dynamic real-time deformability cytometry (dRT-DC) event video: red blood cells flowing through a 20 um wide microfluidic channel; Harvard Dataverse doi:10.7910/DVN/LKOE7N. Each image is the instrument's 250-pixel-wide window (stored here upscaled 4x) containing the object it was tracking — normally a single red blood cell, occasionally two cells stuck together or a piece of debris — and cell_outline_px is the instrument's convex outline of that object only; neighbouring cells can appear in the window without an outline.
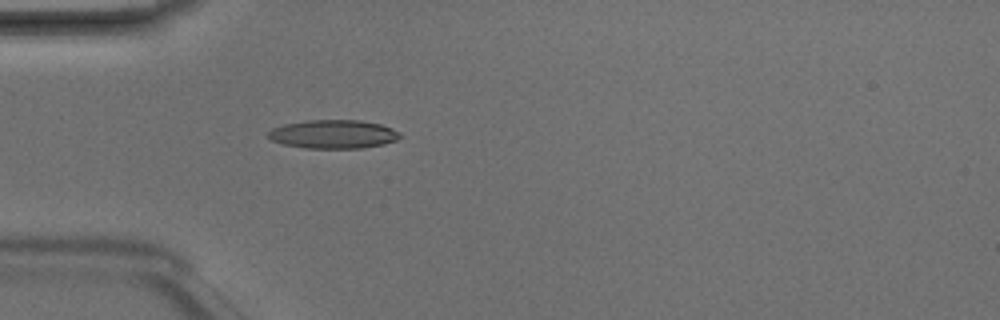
{"species": "Egyptian fruit bat (a non-hibernating species)", "species_latin": "Rousettus aegyptiacus", "temperature_condition": "room temperature", "stored_images_in_passage": 1, "camera_frame_rate_fps": 3000, "um_per_image_px": 0.085, "animal": {"sex": "male"}, "frame": {"image": 1, "passage_image": 1, "time_ms": 0.0, "image_size_px": [1000, 320], "cell_outline_px": [[404, 136], [396, 140], [384, 144], [364, 148], [304, 148], [284, 144], [272, 140], [268, 136], [268, 132], [272, 128], [284, 124], [308, 120], [360, 120], [380, 124], [392, 128], [400, 132]], "centroid_in_image_um": [28.37, 11.4], "position_along_channel_um": 56.6, "area_um2": 22.08}}